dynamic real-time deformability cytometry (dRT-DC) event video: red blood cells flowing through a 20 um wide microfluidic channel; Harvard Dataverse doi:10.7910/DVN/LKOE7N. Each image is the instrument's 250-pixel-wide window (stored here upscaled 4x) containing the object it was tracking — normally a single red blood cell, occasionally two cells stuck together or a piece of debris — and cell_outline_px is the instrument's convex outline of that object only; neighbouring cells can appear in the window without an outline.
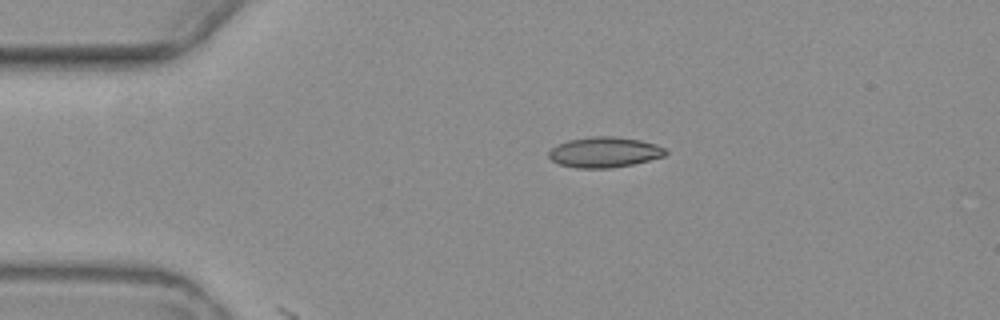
{"species": "common noctule bat (a hibernating species)", "species_latin": "Nyctalus noctula", "temperature_condition": "warm", "stored_images_in_passage": 7, "camera_frame_rate_fps": 3000, "um_per_image_px": 0.085, "animal": {"sex": "female", "body_mass_g": 19.3, "forearm_length_mm": 54.1}, "frame": {"image": 1, "passage_image": 2, "time_ms": 1.333, "image_size_px": [1000, 320], "cell_outline_px": [[668, 152], [664, 156], [632, 164], [612, 168], [576, 168], [560, 164], [552, 160], [548, 156], [548, 152], [552, 148], [568, 140], [592, 136], [612, 136], [640, 140], [656, 144], [664, 148]], "centroid_in_image_um": [51.38, 12.94], "position_along_channel_um": 33.6, "area_um2": 20.58}}